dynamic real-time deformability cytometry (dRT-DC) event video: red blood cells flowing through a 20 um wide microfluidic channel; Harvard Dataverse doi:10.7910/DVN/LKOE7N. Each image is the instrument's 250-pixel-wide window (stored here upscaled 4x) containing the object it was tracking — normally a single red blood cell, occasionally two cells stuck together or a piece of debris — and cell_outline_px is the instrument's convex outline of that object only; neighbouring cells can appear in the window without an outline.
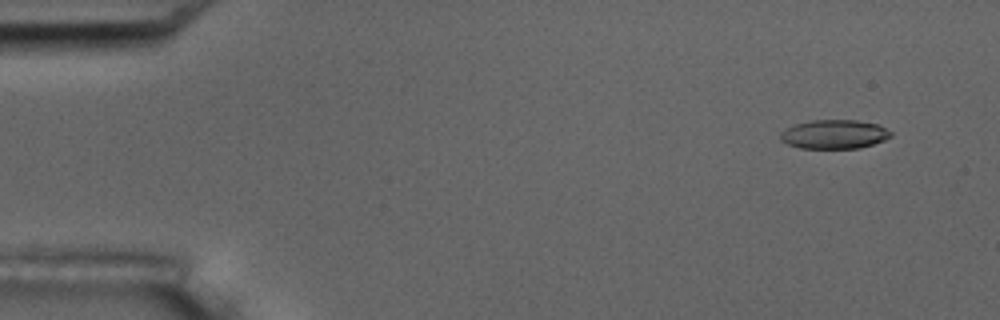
{"species": "common noctule bat (a hibernating species)", "species_latin": "Nyctalus noctula", "temperature_condition": "room temperature", "stored_images_in_passage": 6, "camera_frame_rate_fps": 3000, "um_per_image_px": 0.085, "animal": {"sex": "male", "body_mass_g": 17.5, "forearm_length_mm": 52.3}, "frame": {"image": 1, "passage_image": 2, "time_ms": 1.0, "image_size_px": [1000, 320], "cell_outline_px": [[892, 136], [884, 140], [860, 148], [800, 148], [788, 144], [780, 140], [780, 132], [796, 124], [812, 120], [856, 120], [876, 124], [892, 132]], "centroid_in_image_um": [70.9, 11.42], "position_along_channel_um": 14.1, "area_um2": 18.5}}
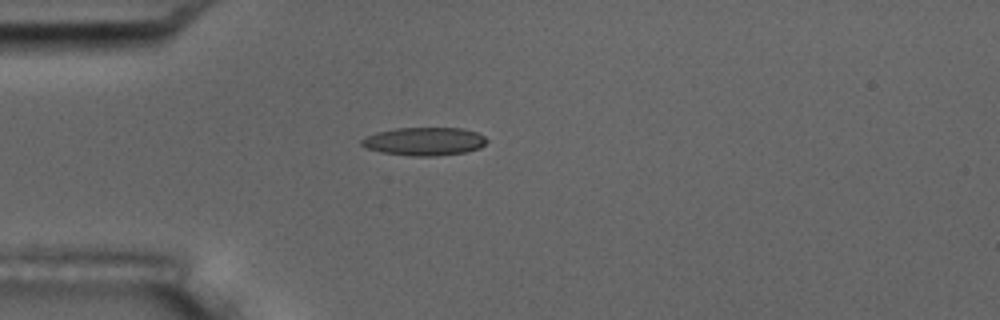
{"frame": {"image": 2, "passage_image": 5, "time_ms": 4.667, "image_size_px": [1000, 320], "cell_outline_px": [[488, 140], [480, 148], [464, 152], [436, 156], [412, 156], [380, 152], [368, 148], [360, 144], [360, 140], [364, 136], [376, 132], [396, 128], [460, 128], [476, 132], [484, 136]], "centroid_in_image_um": [36.03, 12.01], "position_along_channel_um": 49.0, "area_um2": 20.58}}